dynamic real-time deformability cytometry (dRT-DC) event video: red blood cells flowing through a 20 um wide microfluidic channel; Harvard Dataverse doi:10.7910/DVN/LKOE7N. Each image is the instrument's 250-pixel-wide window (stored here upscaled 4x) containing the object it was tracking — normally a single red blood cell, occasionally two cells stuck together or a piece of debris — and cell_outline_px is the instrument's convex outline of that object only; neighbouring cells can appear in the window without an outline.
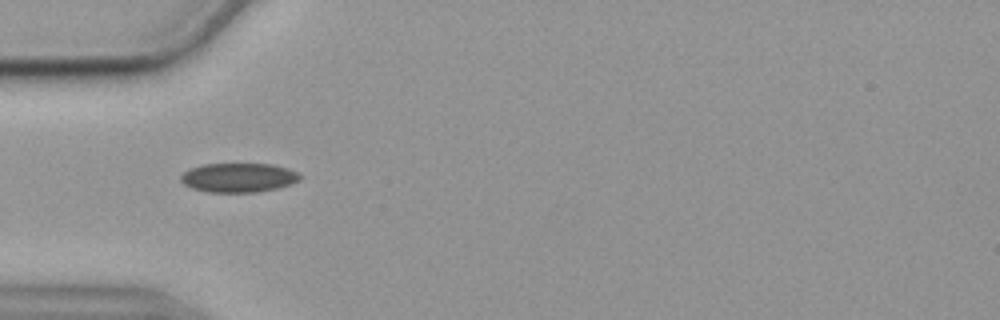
{"species": "common noctule bat (a hibernating species)", "species_latin": "Nyctalus noctula", "temperature_condition": "cold", "stored_images_in_passage": 50, "camera_frame_rate_fps": 3000, "um_per_image_px": 0.085, "animal": {"sex": "female", "body_mass_g": 19.9}, "frame": {"image": 1, "passage_image": 11, "time_ms": 3.333, "image_size_px": [1000, 320], "cell_outline_px": [[300, 180], [276, 188], [256, 192], [208, 192], [192, 188], [184, 184], [180, 180], [180, 176], [184, 172], [192, 168], [204, 164], [272, 164], [288, 168], [296, 172], [300, 176]], "centroid_in_image_um": [20.25, 15.09], "position_along_channel_um": 64.7, "area_um2": 20.06}}
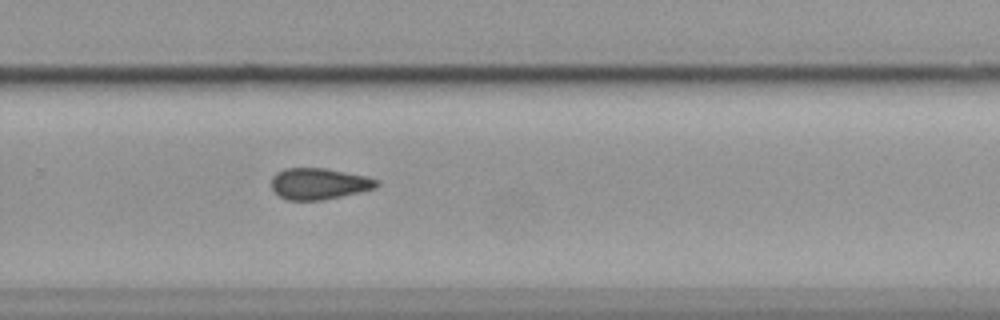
{"frame": {"image": 2, "passage_image": 31, "time_ms": 10.0, "image_size_px": [1000, 320], "cell_outline_px": [[380, 184], [376, 188], [360, 192], [320, 200], [288, 200], [280, 196], [272, 188], [272, 176], [276, 172], [284, 168], [324, 168], [368, 176], [380, 180]], "centroid_in_image_um": [27.15, 15.6], "position_along_channel_um": 302.7, "area_um2": 19.25}}
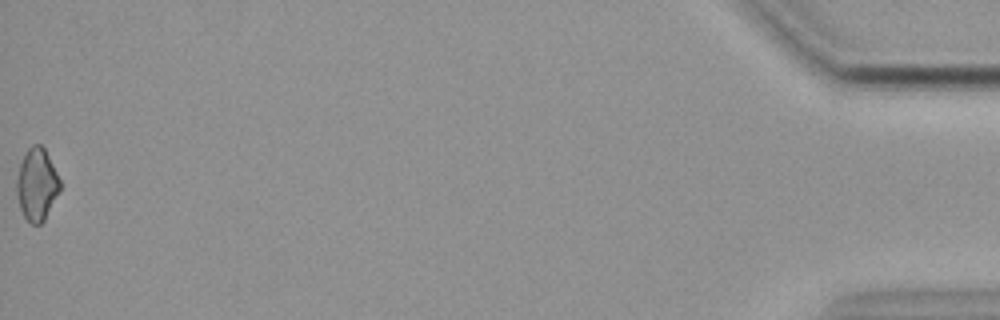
{"frame": {"image": 3, "passage_image": 50, "time_ms": 16.333, "image_size_px": [1000, 320], "cell_outline_px": [[60, 188], [44, 220], [40, 224], [32, 224], [24, 216], [20, 208], [16, 196], [16, 180], [20, 164], [28, 148], [32, 144], [40, 144], [44, 148], [60, 180]], "centroid_in_image_um": [3.1, 15.67], "position_along_channel_um": 432.1, "area_um2": 17.92}, "authors_computed_cell_mechanics": {"area_um2": 19.5653, "velocity_mm_per_s": 3.5857, "shape_relaxation_time_tau1_ms": null, "shape_relaxation_time_tau2_ms": 9.3058, "deformation_change_tau1": null, "deformation_change_tau2": 0.1474}}